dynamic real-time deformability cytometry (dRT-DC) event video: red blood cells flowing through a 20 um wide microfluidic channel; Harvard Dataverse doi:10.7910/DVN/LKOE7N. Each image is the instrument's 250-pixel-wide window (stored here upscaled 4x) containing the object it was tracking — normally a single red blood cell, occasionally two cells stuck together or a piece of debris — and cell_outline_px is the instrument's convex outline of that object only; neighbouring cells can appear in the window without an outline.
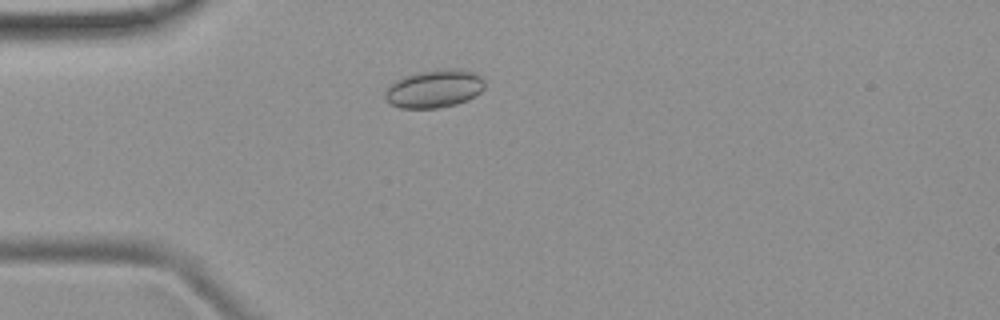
{"species": "common noctule bat (a hibernating species)", "species_latin": "Nyctalus noctula", "temperature_condition": "room temperature", "stored_images_in_passage": 3, "camera_frame_rate_fps": 3000, "um_per_image_px": 0.085, "animal": {"sex": "female", "body_mass_g": 19.9}, "frame": {"image": 1, "passage_image": 3, "time_ms": 2.333, "image_size_px": [1000, 320], "cell_outline_px": [[484, 88], [476, 96], [468, 100], [456, 104], [440, 108], [400, 108], [392, 104], [384, 96], [384, 92], [396, 80], [404, 76], [416, 72], [448, 68], [456, 68], [476, 72], [484, 80]], "centroid_in_image_um": [36.95, 7.53], "position_along_channel_um": 48.0, "area_um2": 22.2}}